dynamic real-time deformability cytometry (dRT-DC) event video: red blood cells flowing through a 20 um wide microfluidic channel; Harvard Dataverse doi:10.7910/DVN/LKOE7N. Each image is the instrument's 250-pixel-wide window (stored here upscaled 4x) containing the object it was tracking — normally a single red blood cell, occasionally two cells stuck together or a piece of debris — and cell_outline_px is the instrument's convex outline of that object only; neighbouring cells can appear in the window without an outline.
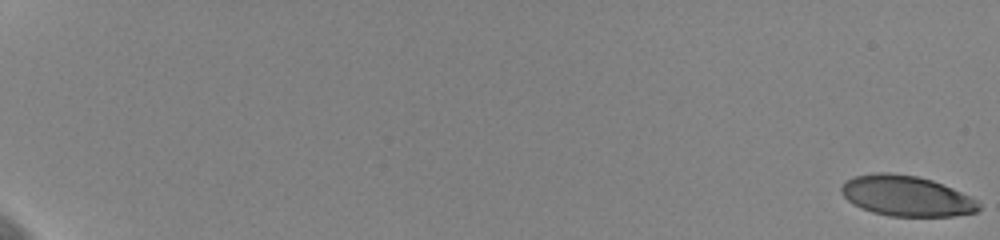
{"species": "human", "species_latin": "Homo sapiens", "temperature_condition": "cold", "stored_images_in_passage": 60, "camera_frame_rate_fps": 3000, "um_per_image_px": 0.085, "donor": {"sex": "female"}, "frame": {"image": 1, "passage_image": 1, "time_ms": 0.0, "image_size_px": [1000, 240], "cell_outline_px": [[980, 208], [976, 212], [952, 216], [888, 216], [872, 212], [860, 208], [852, 204], [840, 192], [840, 188], [848, 180], [856, 176], [876, 172], [888, 172], [916, 176], [932, 180], [952, 188], [976, 200], [980, 204]], "centroid_in_image_um": [77.02, 16.66], "position_along_channel_um": 8.0, "area_um2": 32.25}}
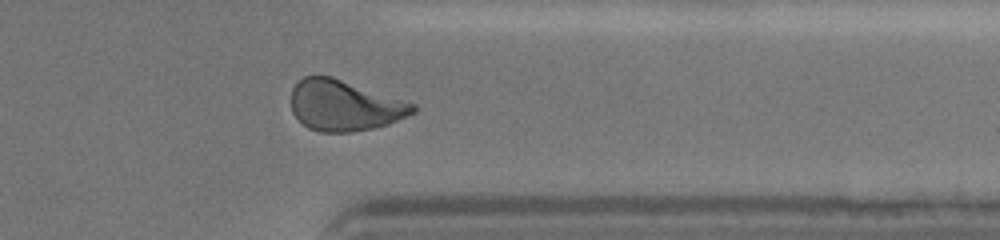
{"frame": {"image": 2, "passage_image": 51, "time_ms": 16.667, "image_size_px": [1000, 240], "cell_outline_px": [[416, 112], [388, 124], [372, 128], [348, 132], [320, 132], [308, 128], [292, 112], [292, 88], [304, 76], [332, 76], [416, 104]], "centroid_in_image_um": [29.29, 8.96], "position_along_channel_um": 382.1, "area_um2": 35.72}}
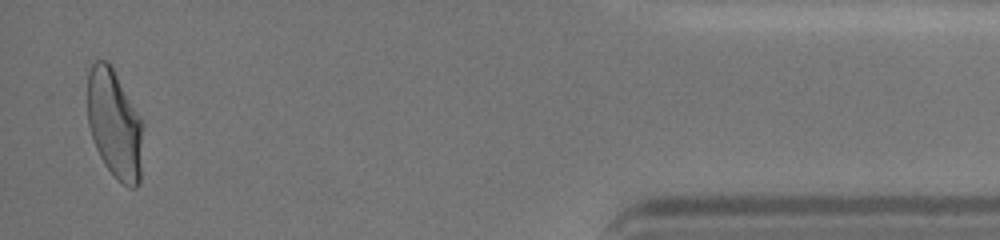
{"frame": {"image": 3, "passage_image": 59, "time_ms": 19.333, "image_size_px": [1000, 240], "cell_outline_px": [[144, 124], [140, 184], [136, 188], [128, 188], [116, 180], [104, 164], [96, 148], [88, 124], [88, 72], [92, 64], [96, 60], [104, 60], [112, 68], [144, 120]], "centroid_in_image_um": [9.78, 10.61], "position_along_channel_um": 425.4, "area_um2": 35.78}, "authors_computed_cell_mechanics": {"area_um2": 35.4314, "velocity_mm_per_s": 3.6244, "shape_relaxation_time_tau1_ms": 5.9006, "shape_relaxation_time_tau2_ms": 1.6312, "deformation_change_tau1": 0.1967, "deformation_change_tau2": 0.0813}}